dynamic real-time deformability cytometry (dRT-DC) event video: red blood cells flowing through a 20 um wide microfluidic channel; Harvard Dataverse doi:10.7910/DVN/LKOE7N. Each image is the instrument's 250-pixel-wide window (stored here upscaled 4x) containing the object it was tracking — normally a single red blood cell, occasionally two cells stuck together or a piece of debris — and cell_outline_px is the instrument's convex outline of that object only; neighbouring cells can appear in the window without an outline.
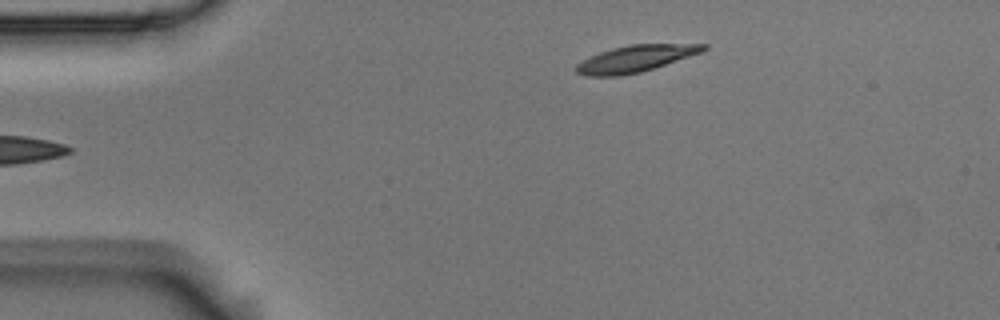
{"species": "Egyptian fruit bat (a non-hibernating species)", "species_latin": "Rousettus aegyptiacus", "temperature_condition": "room temperature", "stored_images_in_passage": 4, "camera_frame_rate_fps": 3000, "um_per_image_px": 0.085, "animal": {"sex": "male"}, "frame": {"image": 1, "passage_image": 4, "time_ms": 1.0, "image_size_px": [1000, 320], "cell_outline_px": [[708, 48], [700, 52], [640, 72], [620, 76], [588, 76], [576, 72], [572, 68], [576, 64], [600, 52], [612, 48], [628, 44], [708, 44]], "centroid_in_image_um": [53.95, 4.98], "position_along_channel_um": 31.0, "area_um2": 19.42}}